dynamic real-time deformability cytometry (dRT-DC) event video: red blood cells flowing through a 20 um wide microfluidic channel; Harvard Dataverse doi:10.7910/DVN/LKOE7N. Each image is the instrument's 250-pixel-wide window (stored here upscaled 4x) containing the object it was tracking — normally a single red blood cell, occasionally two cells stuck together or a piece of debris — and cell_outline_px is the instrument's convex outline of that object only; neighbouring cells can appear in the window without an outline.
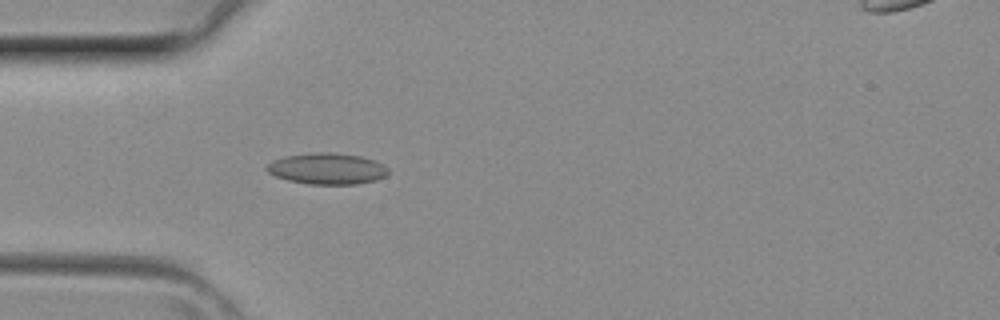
{"species": "common noctule bat (a hibernating species)", "species_latin": "Nyctalus noctula", "temperature_condition": "room temperature", "stored_images_in_passage": 4, "camera_frame_rate_fps": 3000, "um_per_image_px": 0.085, "animal": {"sex": "female", "body_mass_g": 29.2, "forearm_length_mm": 56.3}, "frame": {"image": 1, "passage_image": 3, "time_ms": 0.667, "image_size_px": [1000, 320], "cell_outline_px": [[388, 172], [384, 176], [376, 180], [356, 184], [308, 184], [288, 180], [276, 176], [268, 172], [264, 168], [264, 164], [272, 160], [284, 156], [312, 152], [332, 152], [360, 156], [376, 160], [384, 164], [388, 168]], "centroid_in_image_um": [27.77, 14.32], "position_along_channel_um": 57.2, "area_um2": 22.37}}